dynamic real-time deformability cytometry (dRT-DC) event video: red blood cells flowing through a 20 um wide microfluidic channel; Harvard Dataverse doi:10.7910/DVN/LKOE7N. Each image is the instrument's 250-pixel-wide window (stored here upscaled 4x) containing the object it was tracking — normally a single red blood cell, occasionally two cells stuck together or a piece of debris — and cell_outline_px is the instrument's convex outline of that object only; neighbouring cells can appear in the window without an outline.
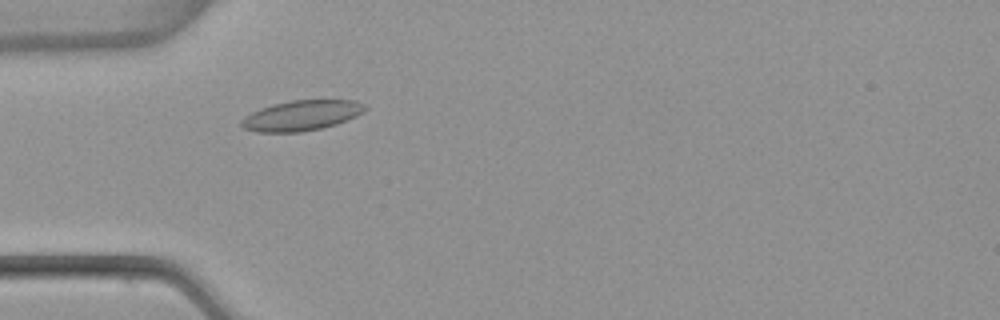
{"species": "common noctule bat (a hibernating species)", "species_latin": "Nyctalus noctula", "temperature_condition": "warm", "stored_images_in_passage": 3, "camera_frame_rate_fps": 3000, "um_per_image_px": 0.085, "animal": {"sex": "female", "body_mass_g": 22.7, "forearm_length_mm": 54.2}, "frame": {"image": 1, "passage_image": 3, "time_ms": 0.667, "image_size_px": [1000, 320], "cell_outline_px": [[368, 108], [364, 112], [356, 116], [336, 124], [320, 128], [300, 132], [256, 132], [244, 128], [240, 124], [240, 120], [244, 116], [260, 108], [272, 104], [292, 100], [356, 100], [364, 104]], "centroid_in_image_um": [25.62, 9.81], "position_along_channel_um": 59.4, "area_um2": 21.85}}